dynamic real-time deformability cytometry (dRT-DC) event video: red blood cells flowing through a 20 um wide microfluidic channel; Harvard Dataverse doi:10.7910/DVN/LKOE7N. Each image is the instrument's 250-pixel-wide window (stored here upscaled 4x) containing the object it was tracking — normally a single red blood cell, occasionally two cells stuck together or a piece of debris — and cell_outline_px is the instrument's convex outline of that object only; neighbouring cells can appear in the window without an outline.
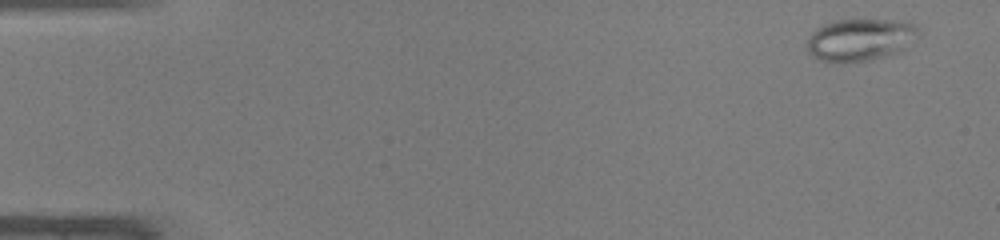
{"species": "common noctule bat (a hibernating species)", "species_latin": "Nyctalus noctula", "temperature_condition": "warm", "stored_images_in_passage": 46, "camera_frame_rate_fps": 3000, "um_per_image_px": 0.085, "animal": {"sex": "male", "body_mass_g": 19.0, "forearm_length_mm": 50.8}, "frame": {"image": 1, "passage_image": 1, "time_ms": 0.0, "image_size_px": [1000, 240], "cell_outline_px": [[920, 36], [904, 48], [868, 60], [820, 60], [812, 56], [808, 52], [808, 40], [812, 32], [816, 28], [832, 20], [908, 20], [920, 28]], "centroid_in_image_um": [73.16, 3.31], "position_along_channel_um": 11.8, "area_um2": 26.88}}
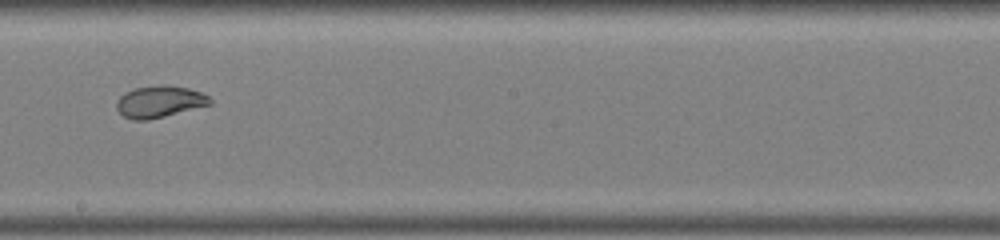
{"frame": {"image": 2, "passage_image": 26, "time_ms": 8.333, "image_size_px": [1000, 240], "cell_outline_px": [[212, 104], [148, 120], [132, 120], [124, 116], [116, 108], [116, 104], [120, 96], [124, 92], [136, 88], [160, 84], [168, 84], [188, 88], [200, 92], [208, 96], [212, 100]], "centroid_in_image_um": [13.56, 8.63], "position_along_channel_um": 234.6, "area_um2": 17.28}}
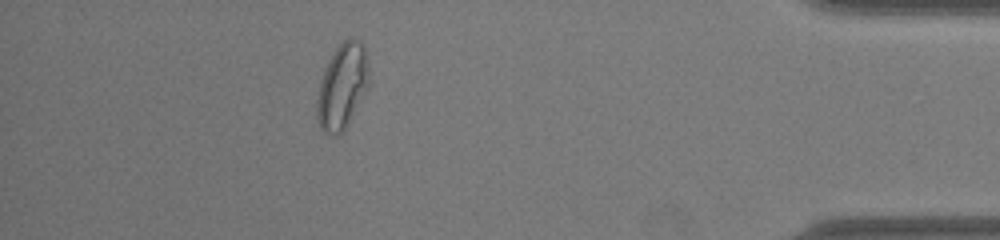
{"frame": {"image": 3, "passage_image": 41, "time_ms": 13.333, "image_size_px": [1000, 240], "cell_outline_px": [[368, 84], [344, 128], [336, 136], [328, 136], [320, 128], [316, 116], [316, 100], [320, 80], [324, 68], [332, 52], [348, 36], [352, 36], [360, 40], [364, 48], [368, 64]], "centroid_in_image_um": [29.04, 7.29], "position_along_channel_um": 406.2, "area_um2": 25.61}, "authors_computed_cell_mechanics": {"area_um2": 22.8599, "velocity_mm_per_s": 4.2956, "shape_relaxation_time_tau1_ms": null, "shape_relaxation_time_tau2_ms": 0.9714, "deformation_change_tau1": null, "deformation_change_tau2": 0.0537}}